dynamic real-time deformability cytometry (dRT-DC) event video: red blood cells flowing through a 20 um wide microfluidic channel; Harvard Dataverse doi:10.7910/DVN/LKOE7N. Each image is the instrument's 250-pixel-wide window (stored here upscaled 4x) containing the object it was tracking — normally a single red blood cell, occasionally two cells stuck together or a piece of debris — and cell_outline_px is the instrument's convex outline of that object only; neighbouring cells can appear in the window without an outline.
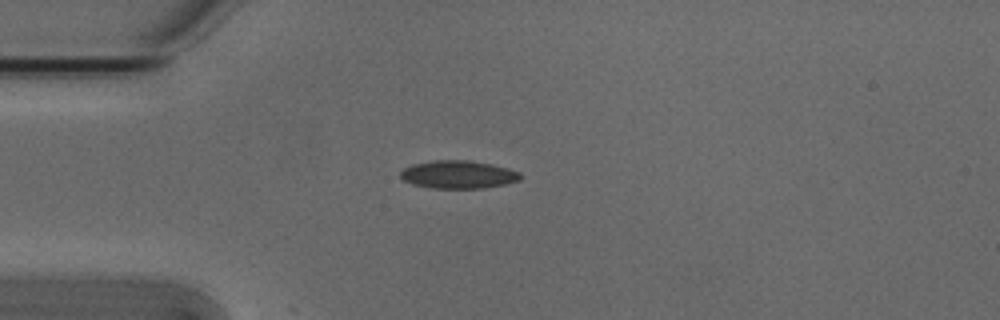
{"species": "Egyptian fruit bat (a non-hibernating species)", "species_latin": "Rousettus aegyptiacus", "temperature_condition": "cold", "stored_images_in_passage": 4, "camera_frame_rate_fps": 3000, "um_per_image_px": 0.085, "animal": {"sex": "male"}, "frame": {"image": 1, "passage_image": 2, "time_ms": 0.333, "image_size_px": [1000, 320], "cell_outline_px": [[520, 180], [504, 184], [484, 188], [432, 188], [412, 184], [404, 180], [400, 176], [400, 172], [404, 168], [412, 164], [432, 160], [468, 160], [492, 164], [508, 168], [520, 172]], "centroid_in_image_um": [38.94, 14.83], "position_along_channel_um": 46.1, "area_um2": 19.54}}